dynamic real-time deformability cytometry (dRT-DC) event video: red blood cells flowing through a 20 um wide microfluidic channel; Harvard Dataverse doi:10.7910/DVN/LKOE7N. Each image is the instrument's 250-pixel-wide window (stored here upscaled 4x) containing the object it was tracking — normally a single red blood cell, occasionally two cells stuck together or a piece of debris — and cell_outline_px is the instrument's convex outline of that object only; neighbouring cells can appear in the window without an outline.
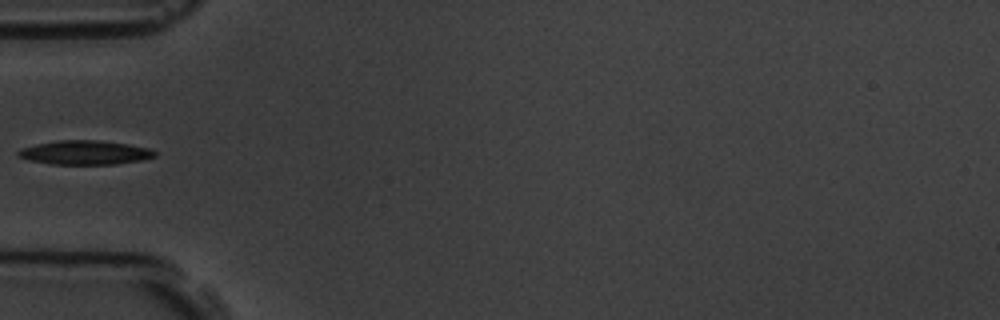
{"species": "common noctule bat (a hibernating species)", "species_latin": "Nyctalus noctula", "temperature_condition": "room temperature", "stored_images_in_passage": 5, "camera_frame_rate_fps": 3000, "um_per_image_px": 0.085, "animal": {"sex": "male", "body_mass_g": 19.5, "forearm_length_mm": 54.6}, "frame": {"image": 1, "passage_image": 4, "time_ms": 3.333, "image_size_px": [1000, 320], "cell_outline_px": [[156, 156], [144, 160], [116, 164], [52, 164], [28, 160], [16, 156], [16, 152], [20, 148], [36, 144], [60, 140], [96, 140], [128, 144], [148, 148], [156, 152]], "centroid_in_image_um": [7.19, 12.97], "position_along_channel_um": 77.8, "area_um2": 19.25}}
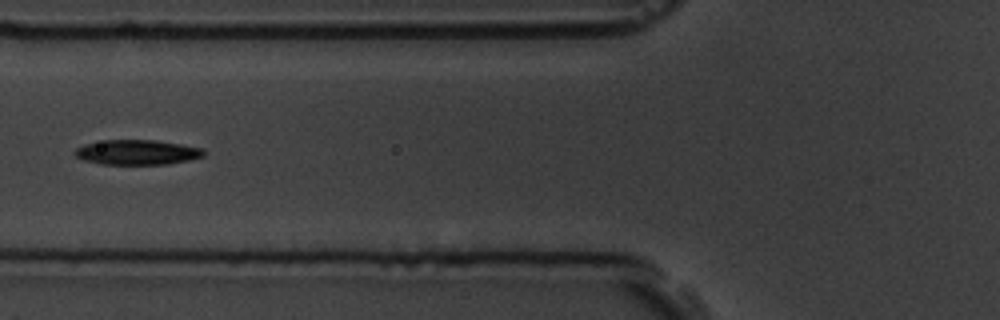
{"frame": {"image": 2, "passage_image": 5, "time_ms": 4.333, "image_size_px": [1000, 320], "cell_outline_px": [[204, 156], [188, 160], [168, 164], [100, 164], [84, 160], [76, 156], [72, 152], [76, 148], [84, 144], [104, 140], [156, 140], [204, 148]], "centroid_in_image_um": [11.64, 12.94], "position_along_channel_um": 114.2, "area_um2": 18.73}}